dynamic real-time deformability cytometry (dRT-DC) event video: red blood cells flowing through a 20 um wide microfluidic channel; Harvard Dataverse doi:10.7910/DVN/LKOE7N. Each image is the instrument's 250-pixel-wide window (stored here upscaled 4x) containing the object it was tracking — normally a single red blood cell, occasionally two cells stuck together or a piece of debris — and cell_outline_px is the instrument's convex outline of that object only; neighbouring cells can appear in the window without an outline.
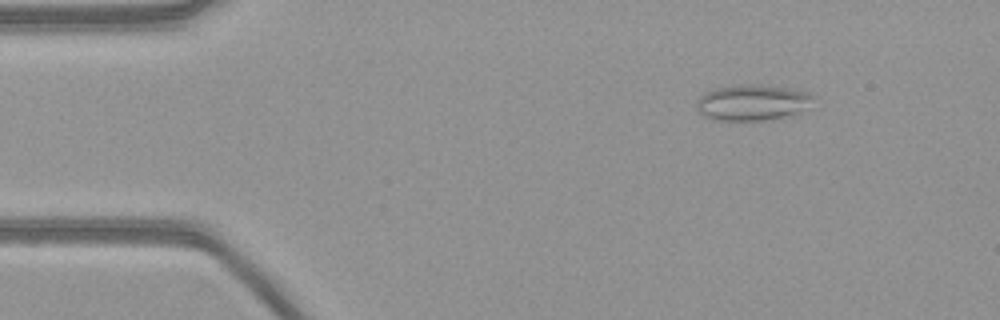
{"species": "common noctule bat (a hibernating species)", "species_latin": "Nyctalus noctula", "temperature_condition": "warm", "stored_images_in_passage": 54, "camera_frame_rate_fps": 3000, "um_per_image_px": 0.085, "animal": {"sex": "female", "body_mass_g": 21.9}, "frame": {"image": 1, "passage_image": 7, "time_ms": 2.0, "image_size_px": [1000, 320], "cell_outline_px": [[812, 96], [792, 116], [772, 120], [716, 120], [704, 116], [696, 108], [696, 100], [704, 92], [716, 88], [740, 84], [760, 84], [788, 88], [812, 92]], "centroid_in_image_um": [63.86, 8.71], "position_along_channel_um": 21.1, "area_um2": 24.22}}
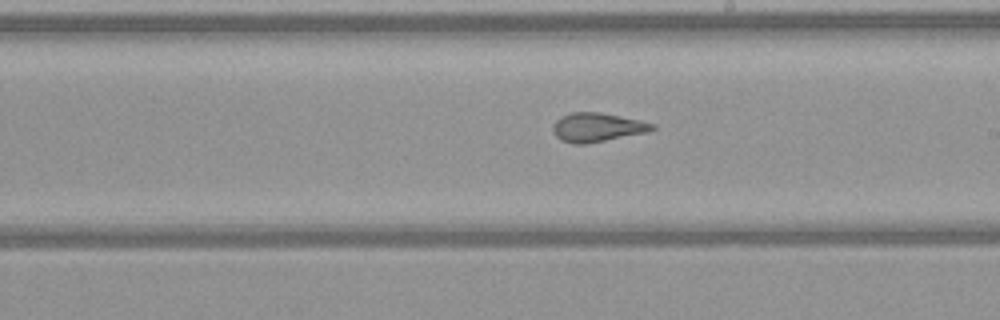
{"frame": {"image": 2, "passage_image": 30, "time_ms": 9.667, "image_size_px": [1000, 320], "cell_outline_px": [[656, 128], [648, 132], [588, 144], [572, 144], [560, 140], [556, 136], [552, 128], [552, 124], [560, 116], [572, 112], [600, 112], [620, 116], [656, 124]], "centroid_in_image_um": [50.74, 10.83], "position_along_channel_um": 238.3, "area_um2": 16.94}}
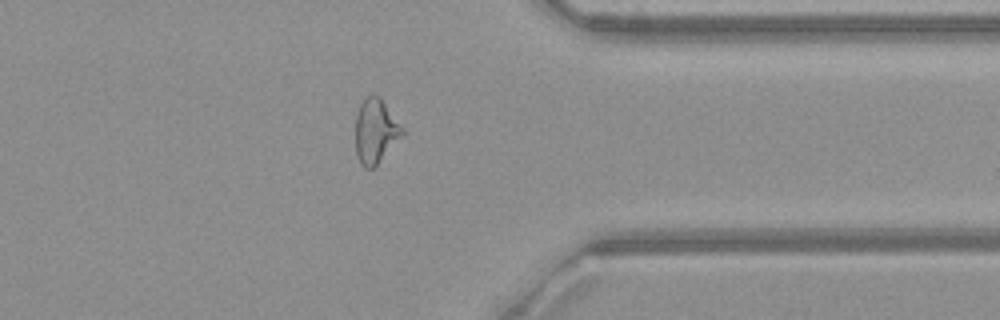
{"frame": {"image": 3, "passage_image": 42, "time_ms": 13.667, "image_size_px": [1000, 320], "cell_outline_px": [[404, 132], [376, 164], [372, 168], [364, 168], [360, 164], [356, 156], [356, 116], [360, 104], [372, 92], [380, 96], [404, 128]], "centroid_in_image_um": [31.9, 11.1], "position_along_channel_um": 379.5, "area_um2": 17.34}}